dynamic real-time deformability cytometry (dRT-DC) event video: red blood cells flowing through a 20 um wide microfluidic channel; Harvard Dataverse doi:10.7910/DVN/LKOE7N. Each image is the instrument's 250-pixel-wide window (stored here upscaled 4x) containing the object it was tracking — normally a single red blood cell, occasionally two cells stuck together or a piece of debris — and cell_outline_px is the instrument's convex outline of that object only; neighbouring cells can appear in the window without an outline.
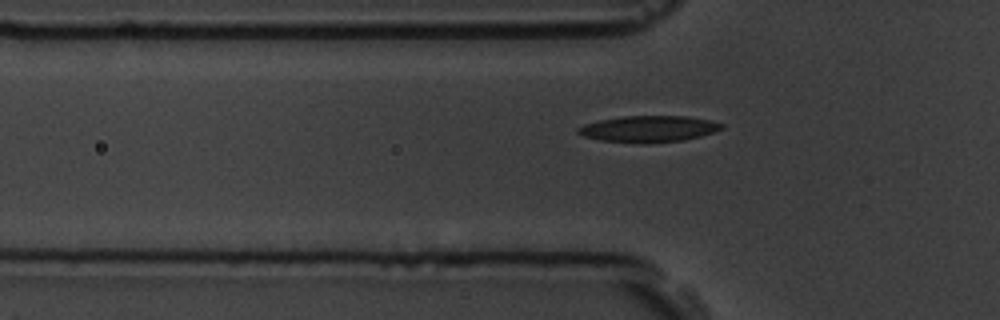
{"species": "common noctule bat (a hibernating species)", "species_latin": "Nyctalus noctula", "temperature_condition": "room temperature", "stored_images_in_passage": 6, "camera_frame_rate_fps": 3000, "um_per_image_px": 0.085, "animal": {"sex": "male", "body_mass_g": 19.5, "forearm_length_mm": 54.6}, "frame": {"image": 1, "passage_image": 6, "time_ms": 5.667, "image_size_px": [1000, 320], "cell_outline_px": [[724, 128], [700, 136], [684, 140], [648, 144], [640, 144], [600, 140], [584, 136], [576, 132], [576, 128], [584, 124], [600, 120], [624, 116], [688, 116], [708, 120], [724, 124]], "centroid_in_image_um": [55.11, 10.97], "position_along_channel_um": 70.7, "area_um2": 22.2}}